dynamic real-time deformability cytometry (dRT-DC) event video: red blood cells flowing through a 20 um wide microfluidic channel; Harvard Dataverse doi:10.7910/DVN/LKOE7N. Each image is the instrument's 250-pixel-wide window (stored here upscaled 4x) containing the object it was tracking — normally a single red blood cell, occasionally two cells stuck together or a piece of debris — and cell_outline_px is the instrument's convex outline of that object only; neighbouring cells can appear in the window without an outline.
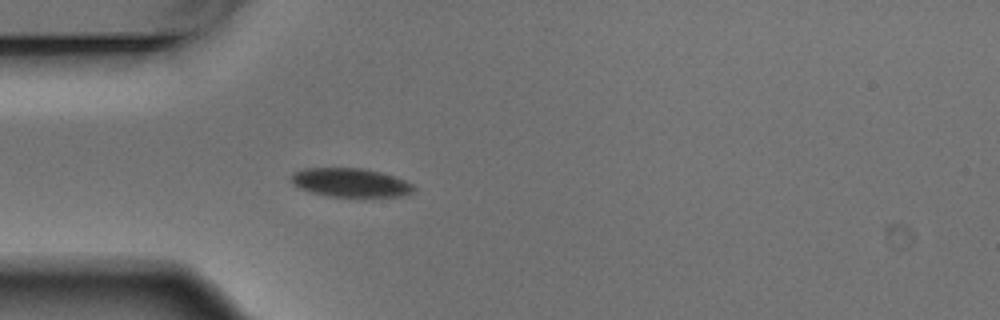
{"species": "Egyptian fruit bat (a non-hibernating species)", "species_latin": "Rousettus aegyptiacus", "temperature_condition": "warm", "stored_images_in_passage": 3, "camera_frame_rate_fps": 3000, "um_per_image_px": 0.085, "animal": {"sex": "male"}, "frame": {"image": 1, "passage_image": 3, "time_ms": 0.667, "image_size_px": [1000, 320], "cell_outline_px": [[416, 192], [400, 196], [328, 196], [308, 192], [292, 184], [288, 180], [288, 176], [292, 172], [304, 168], [364, 168], [380, 172], [404, 180], [412, 184], [416, 188]], "centroid_in_image_um": [29.72, 15.51], "position_along_channel_um": 55.3, "area_um2": 20.75}}